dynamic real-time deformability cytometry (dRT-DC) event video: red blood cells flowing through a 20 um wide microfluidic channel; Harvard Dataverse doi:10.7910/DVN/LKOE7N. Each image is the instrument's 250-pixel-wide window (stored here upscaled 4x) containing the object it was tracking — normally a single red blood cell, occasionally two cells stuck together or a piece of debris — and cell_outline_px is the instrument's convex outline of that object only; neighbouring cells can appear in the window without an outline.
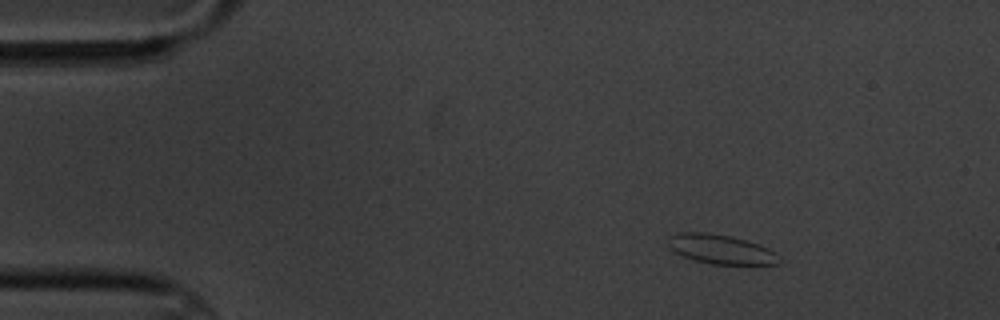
{"species": "common noctule bat (a hibernating species)", "species_latin": "Nyctalus noctula", "temperature_condition": "cold", "stored_images_in_passage": 4, "camera_frame_rate_fps": 3000, "um_per_image_px": 0.085, "animal": {"sex": "male", "body_mass_g": 20.1, "forearm_length_mm": 53.5}, "frame": {"image": 1, "passage_image": 1, "time_ms": 0.0, "image_size_px": [1000, 320], "cell_outline_px": [[784, 260], [780, 264], [712, 264], [692, 260], [668, 248], [668, 236], [680, 232], [708, 232], [728, 236], [760, 244], [776, 252]], "centroid_in_image_um": [61.3, 21.19], "position_along_channel_um": 23.7, "area_um2": 19.19}}